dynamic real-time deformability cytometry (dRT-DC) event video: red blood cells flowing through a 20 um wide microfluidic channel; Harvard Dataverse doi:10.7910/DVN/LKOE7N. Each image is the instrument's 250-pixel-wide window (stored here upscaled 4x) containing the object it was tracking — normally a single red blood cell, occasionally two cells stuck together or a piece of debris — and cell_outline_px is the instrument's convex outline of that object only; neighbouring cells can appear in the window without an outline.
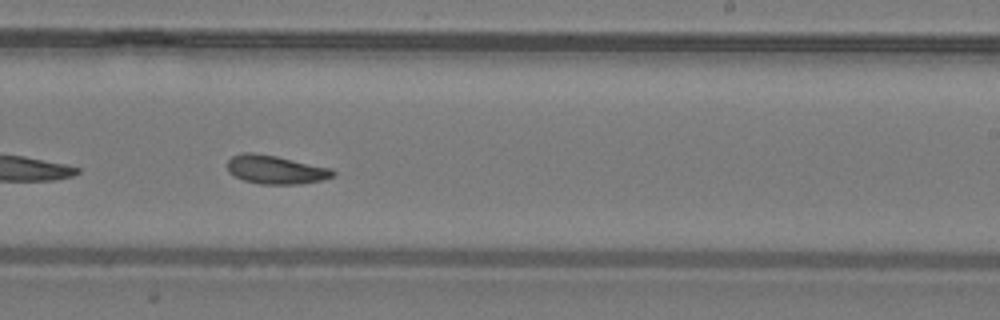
{"species": "common noctule bat (a hibernating species)", "species_latin": "Nyctalus noctula", "temperature_condition": "warm", "stored_images_in_passage": 34, "camera_frame_rate_fps": 3000, "um_per_image_px": 0.085, "animal": {"sex": "male", "body_mass_g": 19.2, "forearm_length_mm": 51.8}, "frame": {"image": 1, "passage_image": 20, "time_ms": 6.333, "image_size_px": [1000, 320], "cell_outline_px": [[336, 172], [332, 176], [320, 180], [300, 184], [260, 184], [244, 180], [228, 172], [228, 160], [232, 156], [240, 152], [252, 152], [276, 156], [332, 168]], "centroid_in_image_um": [23.41, 14.41], "position_along_channel_um": 265.6, "area_um2": 17.51}}